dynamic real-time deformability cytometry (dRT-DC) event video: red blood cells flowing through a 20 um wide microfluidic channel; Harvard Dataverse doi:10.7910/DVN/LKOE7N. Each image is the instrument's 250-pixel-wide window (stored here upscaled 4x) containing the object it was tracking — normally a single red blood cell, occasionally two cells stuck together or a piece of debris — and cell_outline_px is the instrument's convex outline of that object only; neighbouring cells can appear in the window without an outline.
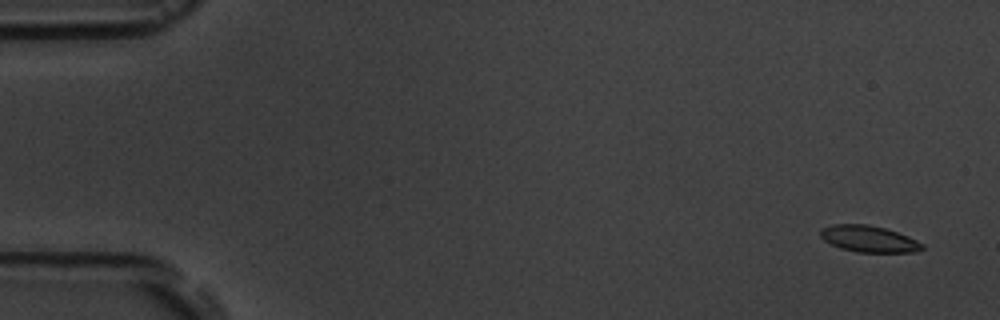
{"species": "common noctule bat (a hibernating species)", "species_latin": "Nyctalus noctula", "temperature_condition": "room temperature", "stored_images_in_passage": 4, "camera_frame_rate_fps": 3000, "um_per_image_px": 0.085, "animal": {"sex": "male", "body_mass_g": 19.5, "forearm_length_mm": 54.6}, "frame": {"image": 1, "passage_image": 1, "time_ms": 0.0, "image_size_px": [1000, 320], "cell_outline_px": [[924, 248], [916, 252], [856, 252], [840, 248], [824, 240], [820, 236], [820, 228], [832, 224], [868, 224], [884, 228], [908, 236], [924, 244]], "centroid_in_image_um": [73.83, 20.3], "position_along_channel_um": 11.2, "area_um2": 15.72}}